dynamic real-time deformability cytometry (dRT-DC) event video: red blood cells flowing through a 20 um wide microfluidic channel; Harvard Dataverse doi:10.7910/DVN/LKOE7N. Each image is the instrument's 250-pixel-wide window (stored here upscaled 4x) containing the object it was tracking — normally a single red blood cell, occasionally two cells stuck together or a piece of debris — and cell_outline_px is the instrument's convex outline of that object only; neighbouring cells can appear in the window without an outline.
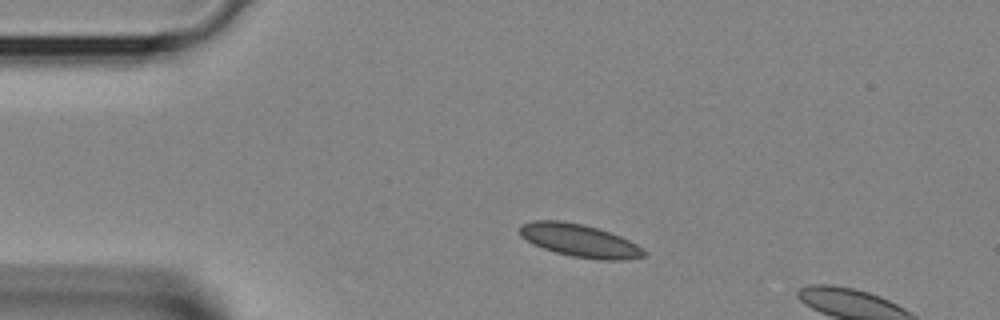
{"species": "Egyptian fruit bat (a non-hibernating species)", "species_latin": "Rousettus aegyptiacus", "temperature_condition": "room temperature", "stored_images_in_passage": 3, "camera_frame_rate_fps": 3000, "um_per_image_px": 0.085, "animal": {"sex": "female"}, "frame": {"image": 1, "passage_image": 1, "time_ms": 0.0, "image_size_px": [1000, 320], "cell_outline_px": [[648, 252], [644, 256], [624, 260], [600, 260], [572, 256], [556, 252], [532, 244], [520, 236], [520, 224], [532, 220], [560, 220], [584, 224], [620, 236], [636, 244]], "centroid_in_image_um": [49.24, 20.44], "position_along_channel_um": 35.8, "area_um2": 23.76}}